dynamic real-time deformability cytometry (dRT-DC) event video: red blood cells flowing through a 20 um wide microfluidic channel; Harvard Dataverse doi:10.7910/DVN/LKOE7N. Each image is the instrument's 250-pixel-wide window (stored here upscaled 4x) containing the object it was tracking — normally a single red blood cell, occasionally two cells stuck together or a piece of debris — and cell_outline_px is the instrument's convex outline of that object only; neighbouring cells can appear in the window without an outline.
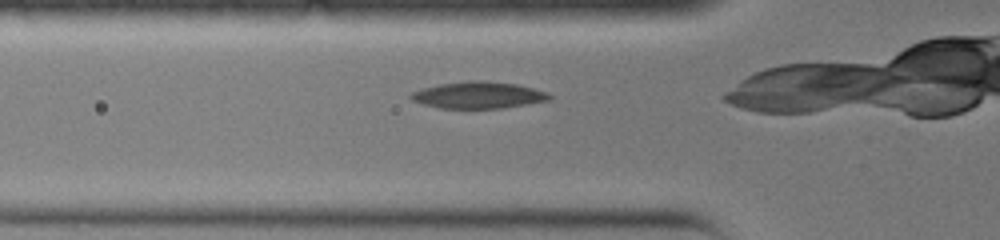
{"species": "common noctule bat (a hibernating species)", "species_latin": "Nyctalus noctula", "temperature_condition": "warm", "stored_images_in_passage": 9, "camera_frame_rate_fps": 3000, "um_per_image_px": 0.085, "animal": {"sex": "female", "body_mass_g": 19.0, "forearm_length_mm": 51.5}, "frame": {"image": 1, "passage_image": 2, "time_ms": 0.333, "image_size_px": [1000, 240], "cell_outline_px": [[552, 96], [548, 100], [528, 104], [504, 108], [440, 108], [424, 104], [412, 100], [408, 96], [412, 92], [424, 88], [440, 84], [468, 80], [484, 80], [516, 84], [548, 92]], "centroid_in_image_um": [40.67, 8.08], "position_along_channel_um": 85.1, "area_um2": 21.5}}
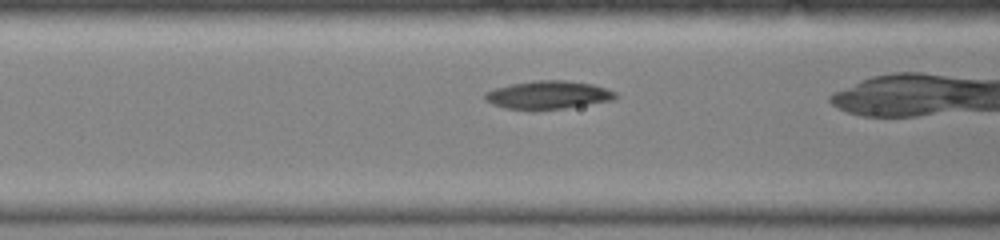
{"frame": {"image": 2, "passage_image": 4, "time_ms": 1.0, "image_size_px": [1000, 240], "cell_outline_px": [[620, 96], [612, 100], [564, 108], [536, 112], [532, 112], [504, 108], [492, 104], [484, 100], [484, 92], [496, 88], [512, 84], [532, 80], [564, 80], [592, 84], [616, 92]], "centroid_in_image_um": [46.54, 8.1], "position_along_channel_um": 120.1, "area_um2": 21.91}}